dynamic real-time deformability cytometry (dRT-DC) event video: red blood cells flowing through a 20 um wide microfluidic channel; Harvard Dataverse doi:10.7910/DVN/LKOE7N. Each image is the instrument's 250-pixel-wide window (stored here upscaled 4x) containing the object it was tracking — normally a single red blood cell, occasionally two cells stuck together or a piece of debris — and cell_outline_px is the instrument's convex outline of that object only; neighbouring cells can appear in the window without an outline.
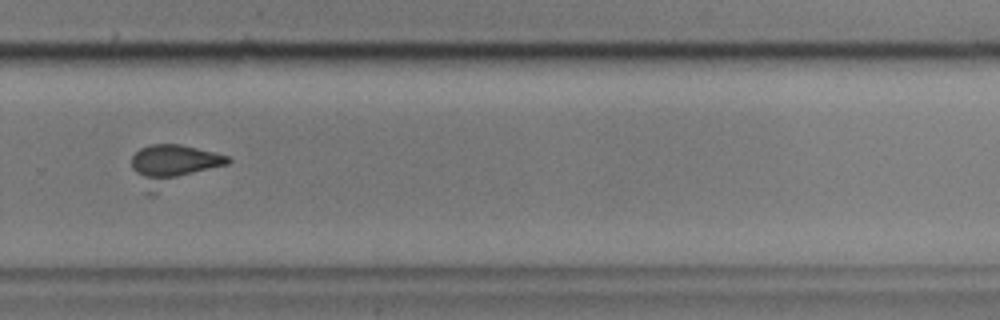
{"species": "common noctule bat (a hibernating species)", "species_latin": "Nyctalus noctula", "temperature_condition": "cold", "stored_images_in_passage": 51, "camera_frame_rate_fps": 3000, "um_per_image_px": 0.085, "animal": {"sex": "male", "body_mass_g": 17.9, "forearm_length_mm": 54.2}, "frame": {"image": 1, "passage_image": 32, "time_ms": 10.333, "image_size_px": [1000, 320], "cell_outline_px": [[232, 160], [228, 164], [156, 196], [148, 196], [144, 192], [132, 168], [132, 156], [140, 148], [152, 144], [180, 144], [228, 156]], "centroid_in_image_um": [14.69, 14.12], "position_along_channel_um": 315.1, "area_um2": 23.7}}
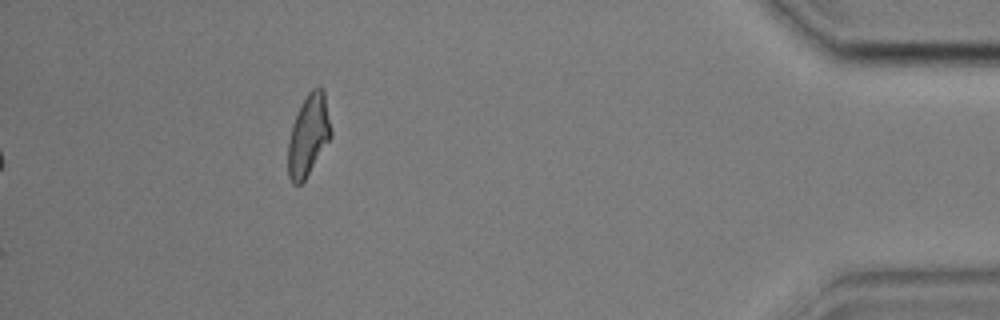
{"frame": {"image": 2, "passage_image": 51, "time_ms": 16.667, "image_size_px": [1000, 320], "cell_outline_px": [[332, 136], [304, 180], [300, 184], [292, 184], [288, 176], [288, 140], [292, 124], [308, 92], [312, 88], [320, 88], [324, 92], [332, 128]], "centroid_in_image_um": [26.22, 11.51], "position_along_channel_um": 409.0, "area_um2": 20.11}}